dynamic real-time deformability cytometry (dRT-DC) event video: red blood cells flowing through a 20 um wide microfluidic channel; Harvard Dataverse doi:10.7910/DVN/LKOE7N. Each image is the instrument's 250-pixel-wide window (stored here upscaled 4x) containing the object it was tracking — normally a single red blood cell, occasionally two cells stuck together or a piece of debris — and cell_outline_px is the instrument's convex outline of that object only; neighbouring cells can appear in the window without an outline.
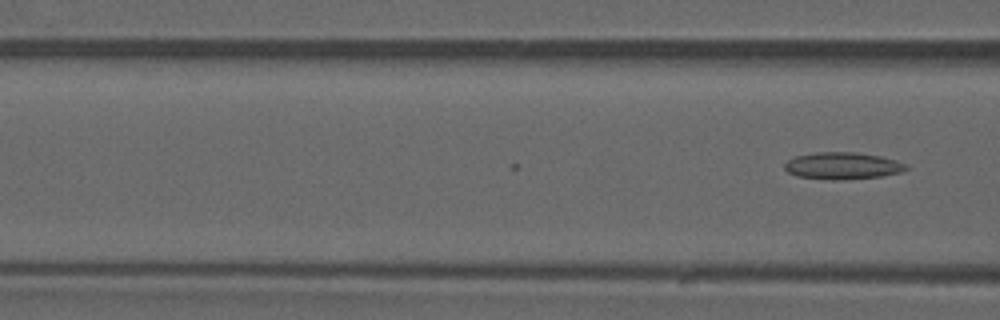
{"species": "common noctule bat (a hibernating species)", "species_latin": "Nyctalus noctula", "temperature_condition": "warm", "stored_images_in_passage": 16, "camera_frame_rate_fps": 3000, "um_per_image_px": 0.085, "animal": {"sex": "male", "forearm_length_mm": 52.5}, "frame": {"image": 1, "passage_image": 16, "time_ms": 5.0, "image_size_px": [1000, 320], "cell_outline_px": [[908, 168], [900, 172], [880, 176], [840, 180], [828, 180], [796, 176], [788, 172], [784, 168], [784, 164], [788, 160], [796, 156], [816, 152], [856, 152], [880, 156], [896, 160], [908, 164]], "centroid_in_image_um": [71.6, 14.09], "position_along_channel_um": 95.0, "area_um2": 19.13}}